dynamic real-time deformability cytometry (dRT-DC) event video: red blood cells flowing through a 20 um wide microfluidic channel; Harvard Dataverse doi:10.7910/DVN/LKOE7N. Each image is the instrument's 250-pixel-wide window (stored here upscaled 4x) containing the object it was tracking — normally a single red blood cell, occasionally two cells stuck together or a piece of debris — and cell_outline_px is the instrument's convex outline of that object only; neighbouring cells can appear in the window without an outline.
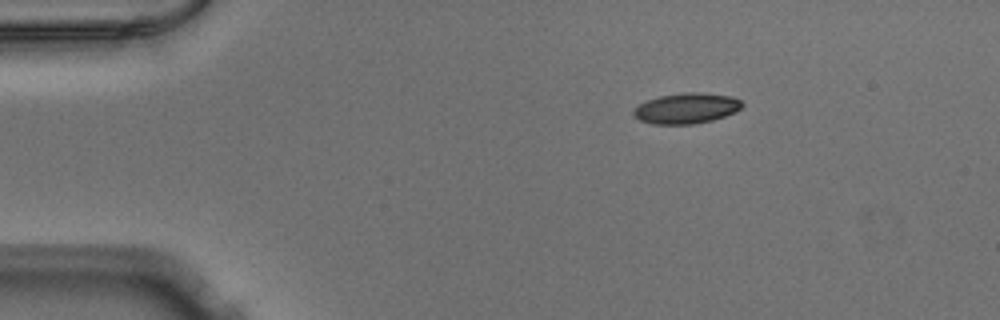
{"species": "Egyptian fruit bat (a non-hibernating species)", "species_latin": "Rousettus aegyptiacus", "temperature_condition": "warm", "stored_images_in_passage": 44, "camera_frame_rate_fps": 3000, "um_per_image_px": 0.085, "animal": {"sex": "male"}, "frame": {"image": 1, "passage_image": 1, "time_ms": 0.0, "image_size_px": [1000, 320], "cell_outline_px": [[744, 104], [736, 112], [712, 120], [692, 124], [652, 124], [640, 120], [632, 116], [632, 112], [640, 104], [648, 100], [660, 96], [684, 92], [704, 92], [732, 96], [740, 100]], "centroid_in_image_um": [58.36, 9.2], "position_along_channel_um": 26.6, "area_um2": 19.36}}
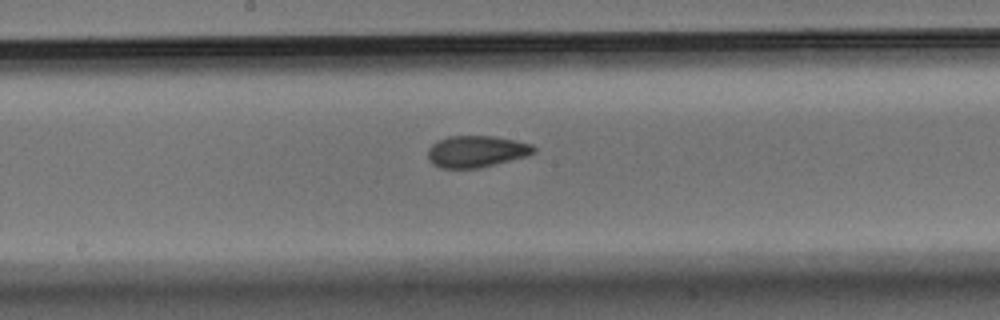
{"frame": {"image": 2, "passage_image": 20, "time_ms": 6.333, "image_size_px": [1000, 320], "cell_outline_px": [[536, 152], [528, 156], [480, 168], [440, 168], [432, 164], [428, 160], [428, 148], [436, 140], [448, 136], [496, 136], [532, 144], [536, 148]], "centroid_in_image_um": [40.49, 12.87], "position_along_channel_um": 207.7, "area_um2": 19.83}}
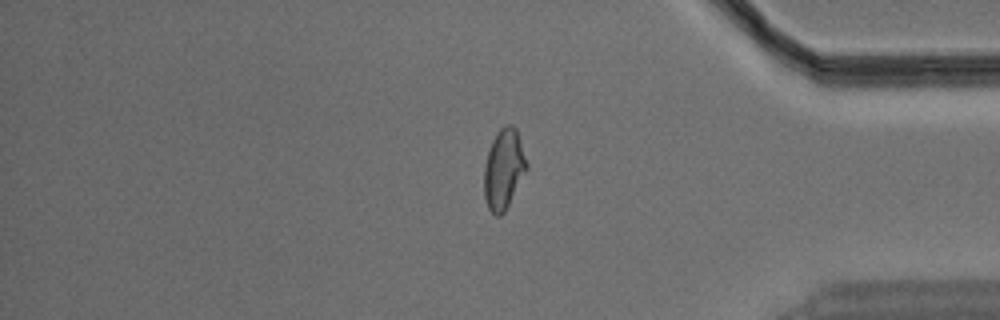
{"frame": {"image": 3, "passage_image": 36, "time_ms": 11.667, "image_size_px": [1000, 320], "cell_outline_px": [[528, 168], [504, 212], [500, 216], [496, 216], [488, 208], [484, 196], [484, 164], [492, 140], [496, 132], [504, 124], [512, 124], [516, 128], [528, 164]], "centroid_in_image_um": [42.81, 14.35], "position_along_channel_um": 392.4, "area_um2": 19.88}}